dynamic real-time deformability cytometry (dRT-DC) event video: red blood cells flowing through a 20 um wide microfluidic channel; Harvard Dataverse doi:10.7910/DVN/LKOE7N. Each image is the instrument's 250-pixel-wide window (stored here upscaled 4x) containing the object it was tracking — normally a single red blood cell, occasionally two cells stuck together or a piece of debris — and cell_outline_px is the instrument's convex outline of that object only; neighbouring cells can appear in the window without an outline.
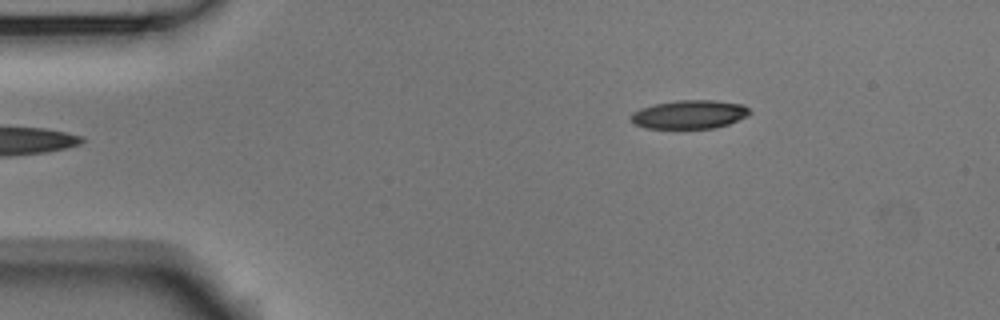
{"species": "Egyptian fruit bat (a non-hibernating species)", "species_latin": "Rousettus aegyptiacus", "temperature_condition": "room temperature", "stored_images_in_passage": 5, "camera_frame_rate_fps": 3000, "um_per_image_px": 0.085, "animal": {"sex": "male"}, "frame": {"image": 1, "passage_image": 5, "time_ms": 1.333, "image_size_px": [1000, 320], "cell_outline_px": [[752, 112], [748, 116], [728, 124], [716, 128], [644, 128], [636, 124], [632, 120], [632, 112], [640, 108], [656, 104], [676, 100], [716, 100], [744, 104]], "centroid_in_image_um": [58.65, 9.72], "position_along_channel_um": 26.3, "area_um2": 19.83}}